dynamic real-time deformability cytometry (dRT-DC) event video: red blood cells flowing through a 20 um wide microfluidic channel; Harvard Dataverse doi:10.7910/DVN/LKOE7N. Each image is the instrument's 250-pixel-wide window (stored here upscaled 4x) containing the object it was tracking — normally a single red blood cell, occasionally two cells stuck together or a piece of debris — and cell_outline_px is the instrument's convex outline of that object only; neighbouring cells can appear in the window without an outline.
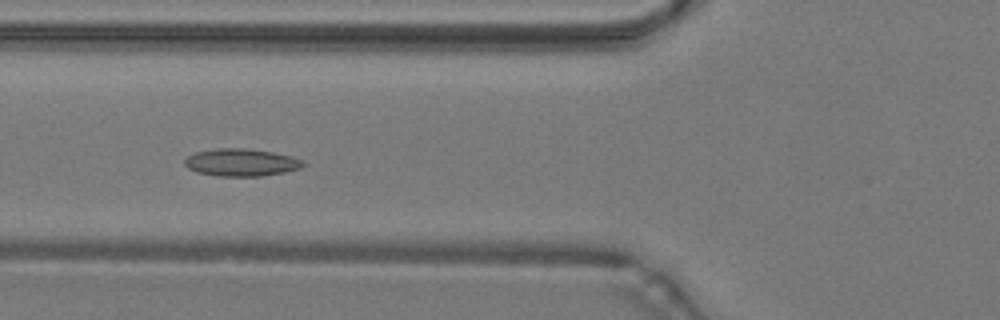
{"species": "common noctule bat (a hibernating species)", "species_latin": "Nyctalus noctula", "temperature_condition": "warm", "stored_images_in_passage": 43, "camera_frame_rate_fps": 3000, "um_per_image_px": 0.085, "animal": {"sex": "male", "body_mass_g": 19.2, "forearm_length_mm": 51.8}, "frame": {"image": 1, "passage_image": 17, "time_ms": 5.333, "image_size_px": [1000, 320], "cell_outline_px": [[308, 164], [300, 168], [284, 172], [264, 176], [220, 176], [196, 172], [188, 168], [184, 164], [184, 160], [188, 156], [196, 152], [216, 148], [244, 148], [272, 152], [292, 156], [304, 160]], "centroid_in_image_um": [20.53, 13.81], "position_along_channel_um": 105.3, "area_um2": 19.07}}
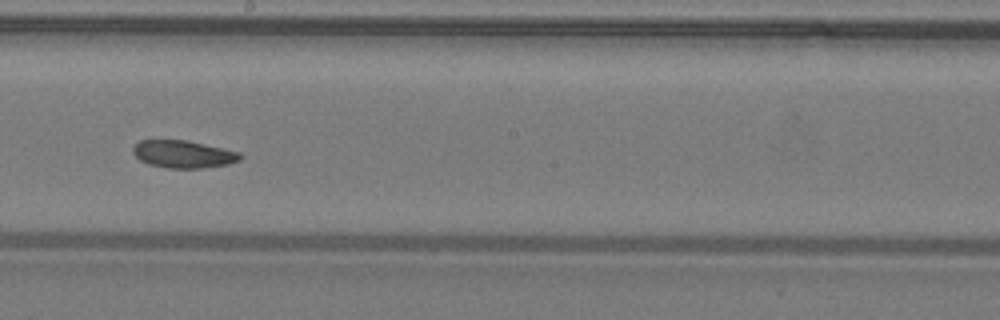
{"frame": {"image": 2, "passage_image": 26, "time_ms": 8.333, "image_size_px": [1000, 320], "cell_outline_px": [[244, 156], [240, 160], [228, 164], [204, 168], [168, 168], [148, 164], [140, 160], [132, 152], [132, 148], [140, 140], [188, 140], [240, 152]], "centroid_in_image_um": [15.6, 13.1], "position_along_channel_um": 232.6, "area_um2": 17.28}}
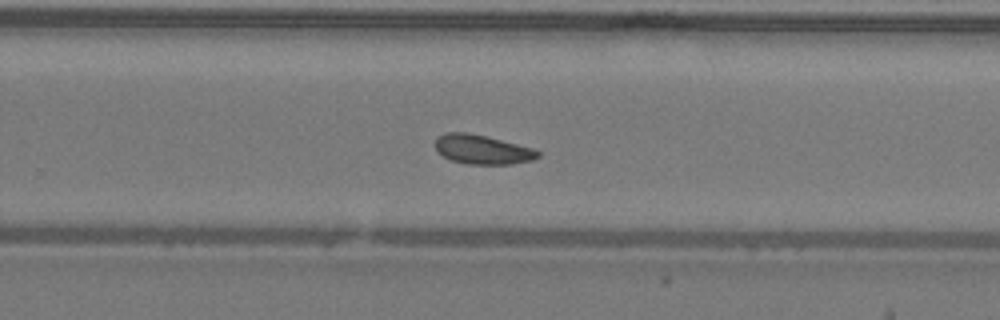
{"frame": {"image": 3, "passage_image": 30, "time_ms": 9.667, "image_size_px": [1000, 320], "cell_outline_px": [[540, 156], [532, 160], [512, 164], [468, 164], [452, 160], [436, 152], [436, 136], [444, 132], [468, 132], [532, 148], [540, 152]], "centroid_in_image_um": [40.96, 12.7], "position_along_channel_um": 288.8, "area_um2": 17.4}, "authors_computed_cell_mechanics": {"area_um2": 17.8602, "velocity_mm_per_s": 4.2349, "shape_relaxation_time_tau1_ms": null, "shape_relaxation_time_tau2_ms": 9.4639, "deformation_change_tau1": null, "deformation_change_tau2": 0.169}}